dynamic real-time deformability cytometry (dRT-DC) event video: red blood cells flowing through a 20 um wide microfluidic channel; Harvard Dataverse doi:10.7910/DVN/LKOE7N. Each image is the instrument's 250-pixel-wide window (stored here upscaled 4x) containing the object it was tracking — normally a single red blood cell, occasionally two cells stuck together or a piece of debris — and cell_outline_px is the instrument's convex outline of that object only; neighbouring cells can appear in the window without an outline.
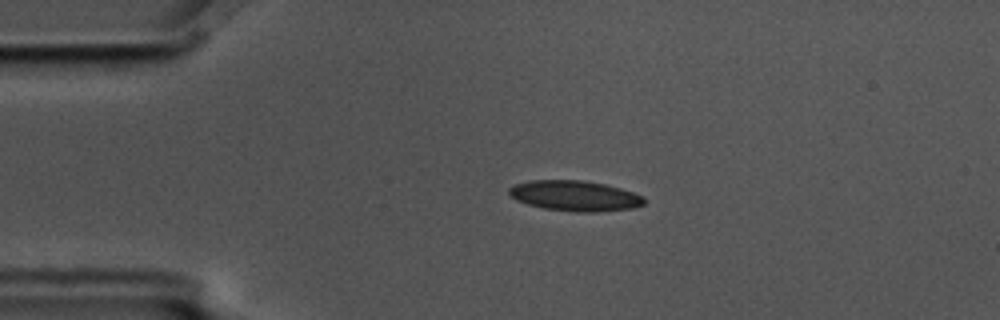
{"species": "common noctule bat (a hibernating species)", "species_latin": "Nyctalus noctula", "temperature_condition": "cold", "stored_images_in_passage": 5, "camera_frame_rate_fps": 3000, "um_per_image_px": 0.085, "animal": {"sex": "male", "body_mass_g": 17.5, "forearm_length_mm": 52.3}, "frame": {"image": 1, "passage_image": 3, "time_ms": 0.667, "image_size_px": [1000, 320], "cell_outline_px": [[644, 204], [632, 208], [596, 212], [576, 212], [544, 208], [528, 204], [516, 200], [508, 192], [508, 188], [516, 184], [528, 180], [584, 180], [604, 184], [620, 188], [644, 196]], "centroid_in_image_um": [48.85, 16.64], "position_along_channel_um": 36.1, "area_um2": 23.87}}
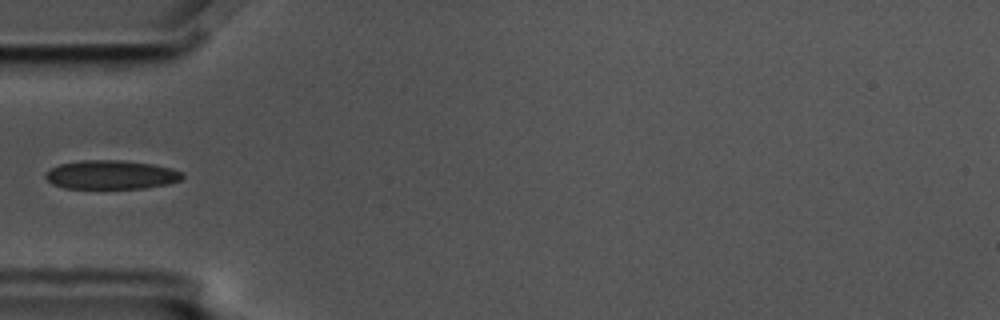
{"frame": {"image": 2, "passage_image": 5, "time_ms": 1.333, "image_size_px": [1000, 320], "cell_outline_px": [[184, 176], [180, 180], [168, 184], [144, 188], [64, 188], [52, 184], [44, 176], [44, 172], [60, 164], [80, 160], [124, 160], [152, 164], [172, 168], [184, 172]], "centroid_in_image_um": [9.45, 14.85], "position_along_channel_um": 75.5, "area_um2": 23.18}}